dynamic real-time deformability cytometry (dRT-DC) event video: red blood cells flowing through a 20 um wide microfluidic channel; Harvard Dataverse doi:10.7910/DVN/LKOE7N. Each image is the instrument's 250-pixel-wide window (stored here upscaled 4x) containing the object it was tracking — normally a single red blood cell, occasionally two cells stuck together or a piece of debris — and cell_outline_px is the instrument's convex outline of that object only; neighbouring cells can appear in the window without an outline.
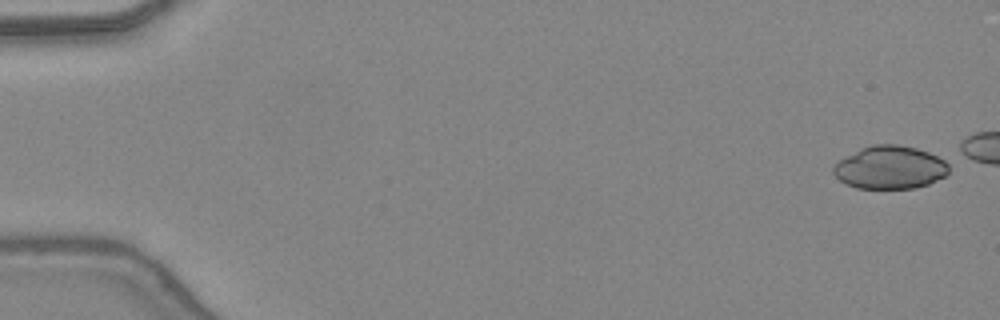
{"species": "common noctule bat (a hibernating species)", "species_latin": "Nyctalus noctula", "temperature_condition": "warm", "stored_images_in_passage": 8, "camera_frame_rate_fps": 3000, "um_per_image_px": 0.085, "animal": {"sex": "female", "body_mass_g": 24.6, "forearm_length_mm": 56.2}, "frame": {"image": 1, "passage_image": 1, "time_ms": 0.0, "image_size_px": [1000, 320], "cell_outline_px": [[948, 172], [944, 176], [928, 184], [916, 188], [856, 188], [840, 180], [832, 172], [832, 168], [840, 160], [860, 148], [872, 144], [896, 144], [916, 148], [928, 152], [944, 160], [948, 164]], "centroid_in_image_um": [75.64, 14.23], "position_along_channel_um": 9.4, "area_um2": 28.73}}